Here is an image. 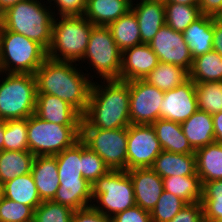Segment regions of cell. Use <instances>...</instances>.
Here are the masks:
<instances>
[{
    "mask_svg": "<svg viewBox=\"0 0 222 222\" xmlns=\"http://www.w3.org/2000/svg\"><path fill=\"white\" fill-rule=\"evenodd\" d=\"M130 81L92 82L89 102L82 115L81 128L119 129L131 124L129 116Z\"/></svg>",
    "mask_w": 222,
    "mask_h": 222,
    "instance_id": "6da1fadb",
    "label": "cell"
},
{
    "mask_svg": "<svg viewBox=\"0 0 222 222\" xmlns=\"http://www.w3.org/2000/svg\"><path fill=\"white\" fill-rule=\"evenodd\" d=\"M72 61L47 57L36 71L37 94L54 95L74 107L81 115L87 109L92 79Z\"/></svg>",
    "mask_w": 222,
    "mask_h": 222,
    "instance_id": "7a4b0ae2",
    "label": "cell"
},
{
    "mask_svg": "<svg viewBox=\"0 0 222 222\" xmlns=\"http://www.w3.org/2000/svg\"><path fill=\"white\" fill-rule=\"evenodd\" d=\"M59 188L52 201L78 210L92 205V184L82 174V140L55 155Z\"/></svg>",
    "mask_w": 222,
    "mask_h": 222,
    "instance_id": "3957f363",
    "label": "cell"
},
{
    "mask_svg": "<svg viewBox=\"0 0 222 222\" xmlns=\"http://www.w3.org/2000/svg\"><path fill=\"white\" fill-rule=\"evenodd\" d=\"M53 20L54 14L47 1L25 0L2 12L1 26L39 43L47 51L51 44Z\"/></svg>",
    "mask_w": 222,
    "mask_h": 222,
    "instance_id": "277c9868",
    "label": "cell"
},
{
    "mask_svg": "<svg viewBox=\"0 0 222 222\" xmlns=\"http://www.w3.org/2000/svg\"><path fill=\"white\" fill-rule=\"evenodd\" d=\"M93 26L84 16L54 17L47 57L81 65L80 60L85 54Z\"/></svg>",
    "mask_w": 222,
    "mask_h": 222,
    "instance_id": "5b68a950",
    "label": "cell"
},
{
    "mask_svg": "<svg viewBox=\"0 0 222 222\" xmlns=\"http://www.w3.org/2000/svg\"><path fill=\"white\" fill-rule=\"evenodd\" d=\"M46 58L39 43L0 26V72L35 75Z\"/></svg>",
    "mask_w": 222,
    "mask_h": 222,
    "instance_id": "8992f818",
    "label": "cell"
},
{
    "mask_svg": "<svg viewBox=\"0 0 222 222\" xmlns=\"http://www.w3.org/2000/svg\"><path fill=\"white\" fill-rule=\"evenodd\" d=\"M0 77V119H23L35 114V75L0 72Z\"/></svg>",
    "mask_w": 222,
    "mask_h": 222,
    "instance_id": "52a82bcc",
    "label": "cell"
},
{
    "mask_svg": "<svg viewBox=\"0 0 222 222\" xmlns=\"http://www.w3.org/2000/svg\"><path fill=\"white\" fill-rule=\"evenodd\" d=\"M122 52L115 43L108 26L94 25L83 58L80 60L88 67L85 71L89 78L101 80H120ZM94 74V75H92ZM97 74V77L95 76Z\"/></svg>",
    "mask_w": 222,
    "mask_h": 222,
    "instance_id": "ba28073f",
    "label": "cell"
},
{
    "mask_svg": "<svg viewBox=\"0 0 222 222\" xmlns=\"http://www.w3.org/2000/svg\"><path fill=\"white\" fill-rule=\"evenodd\" d=\"M135 205L134 188L127 170H110L92 184V206L109 218Z\"/></svg>",
    "mask_w": 222,
    "mask_h": 222,
    "instance_id": "9c48e42d",
    "label": "cell"
},
{
    "mask_svg": "<svg viewBox=\"0 0 222 222\" xmlns=\"http://www.w3.org/2000/svg\"><path fill=\"white\" fill-rule=\"evenodd\" d=\"M81 126H66L40 119L27 118L28 149L35 156H55L80 139Z\"/></svg>",
    "mask_w": 222,
    "mask_h": 222,
    "instance_id": "30bf717a",
    "label": "cell"
},
{
    "mask_svg": "<svg viewBox=\"0 0 222 222\" xmlns=\"http://www.w3.org/2000/svg\"><path fill=\"white\" fill-rule=\"evenodd\" d=\"M80 139L98 154L110 170H127V127L81 128Z\"/></svg>",
    "mask_w": 222,
    "mask_h": 222,
    "instance_id": "8fae6325",
    "label": "cell"
},
{
    "mask_svg": "<svg viewBox=\"0 0 222 222\" xmlns=\"http://www.w3.org/2000/svg\"><path fill=\"white\" fill-rule=\"evenodd\" d=\"M162 151L152 125L130 124L127 127V170L150 168Z\"/></svg>",
    "mask_w": 222,
    "mask_h": 222,
    "instance_id": "7c38bea8",
    "label": "cell"
},
{
    "mask_svg": "<svg viewBox=\"0 0 222 222\" xmlns=\"http://www.w3.org/2000/svg\"><path fill=\"white\" fill-rule=\"evenodd\" d=\"M164 91L143 79L130 81L129 116L131 124H149L160 118Z\"/></svg>",
    "mask_w": 222,
    "mask_h": 222,
    "instance_id": "4fadbf2b",
    "label": "cell"
},
{
    "mask_svg": "<svg viewBox=\"0 0 222 222\" xmlns=\"http://www.w3.org/2000/svg\"><path fill=\"white\" fill-rule=\"evenodd\" d=\"M148 45L157 55L160 63L174 64L190 72L193 57L181 32L165 24Z\"/></svg>",
    "mask_w": 222,
    "mask_h": 222,
    "instance_id": "5bb4252c",
    "label": "cell"
},
{
    "mask_svg": "<svg viewBox=\"0 0 222 222\" xmlns=\"http://www.w3.org/2000/svg\"><path fill=\"white\" fill-rule=\"evenodd\" d=\"M197 110L195 83L189 78L174 89L164 92L160 118L181 124Z\"/></svg>",
    "mask_w": 222,
    "mask_h": 222,
    "instance_id": "9a60e30c",
    "label": "cell"
},
{
    "mask_svg": "<svg viewBox=\"0 0 222 222\" xmlns=\"http://www.w3.org/2000/svg\"><path fill=\"white\" fill-rule=\"evenodd\" d=\"M159 59L148 44H139L122 52L121 81L144 79L158 64Z\"/></svg>",
    "mask_w": 222,
    "mask_h": 222,
    "instance_id": "2e32d148",
    "label": "cell"
},
{
    "mask_svg": "<svg viewBox=\"0 0 222 222\" xmlns=\"http://www.w3.org/2000/svg\"><path fill=\"white\" fill-rule=\"evenodd\" d=\"M134 188L136 205L151 211L164 191L163 179L151 168L127 170Z\"/></svg>",
    "mask_w": 222,
    "mask_h": 222,
    "instance_id": "e0dca14e",
    "label": "cell"
},
{
    "mask_svg": "<svg viewBox=\"0 0 222 222\" xmlns=\"http://www.w3.org/2000/svg\"><path fill=\"white\" fill-rule=\"evenodd\" d=\"M131 10L138 21L141 42L149 44L159 29L166 24L164 2L162 0H132Z\"/></svg>",
    "mask_w": 222,
    "mask_h": 222,
    "instance_id": "ac0fdd59",
    "label": "cell"
},
{
    "mask_svg": "<svg viewBox=\"0 0 222 222\" xmlns=\"http://www.w3.org/2000/svg\"><path fill=\"white\" fill-rule=\"evenodd\" d=\"M35 115L44 121L81 126L82 115L66 101L50 94H37Z\"/></svg>",
    "mask_w": 222,
    "mask_h": 222,
    "instance_id": "d6986e66",
    "label": "cell"
},
{
    "mask_svg": "<svg viewBox=\"0 0 222 222\" xmlns=\"http://www.w3.org/2000/svg\"><path fill=\"white\" fill-rule=\"evenodd\" d=\"M31 174L41 201L53 200L60 185L56 156H36Z\"/></svg>",
    "mask_w": 222,
    "mask_h": 222,
    "instance_id": "ffe728a7",
    "label": "cell"
},
{
    "mask_svg": "<svg viewBox=\"0 0 222 222\" xmlns=\"http://www.w3.org/2000/svg\"><path fill=\"white\" fill-rule=\"evenodd\" d=\"M150 168L161 178L197 175L195 153L180 154L162 151Z\"/></svg>",
    "mask_w": 222,
    "mask_h": 222,
    "instance_id": "44dd1931",
    "label": "cell"
},
{
    "mask_svg": "<svg viewBox=\"0 0 222 222\" xmlns=\"http://www.w3.org/2000/svg\"><path fill=\"white\" fill-rule=\"evenodd\" d=\"M132 0H87L83 14L93 25L109 26L131 10Z\"/></svg>",
    "mask_w": 222,
    "mask_h": 222,
    "instance_id": "7402d4cb",
    "label": "cell"
},
{
    "mask_svg": "<svg viewBox=\"0 0 222 222\" xmlns=\"http://www.w3.org/2000/svg\"><path fill=\"white\" fill-rule=\"evenodd\" d=\"M213 22L214 16L202 14L182 33L193 59L213 50Z\"/></svg>",
    "mask_w": 222,
    "mask_h": 222,
    "instance_id": "603a6c76",
    "label": "cell"
},
{
    "mask_svg": "<svg viewBox=\"0 0 222 222\" xmlns=\"http://www.w3.org/2000/svg\"><path fill=\"white\" fill-rule=\"evenodd\" d=\"M181 127L195 151L215 142L213 117L208 112L197 110L181 123Z\"/></svg>",
    "mask_w": 222,
    "mask_h": 222,
    "instance_id": "cb8c5ba5",
    "label": "cell"
},
{
    "mask_svg": "<svg viewBox=\"0 0 222 222\" xmlns=\"http://www.w3.org/2000/svg\"><path fill=\"white\" fill-rule=\"evenodd\" d=\"M151 125L163 151L180 154L195 153L182 131L181 124L159 118Z\"/></svg>",
    "mask_w": 222,
    "mask_h": 222,
    "instance_id": "d4e9b609",
    "label": "cell"
},
{
    "mask_svg": "<svg viewBox=\"0 0 222 222\" xmlns=\"http://www.w3.org/2000/svg\"><path fill=\"white\" fill-rule=\"evenodd\" d=\"M196 170L202 186L222 179V144L214 142L195 151Z\"/></svg>",
    "mask_w": 222,
    "mask_h": 222,
    "instance_id": "484cf974",
    "label": "cell"
},
{
    "mask_svg": "<svg viewBox=\"0 0 222 222\" xmlns=\"http://www.w3.org/2000/svg\"><path fill=\"white\" fill-rule=\"evenodd\" d=\"M3 197L31 206L34 210L42 203L31 173L3 183Z\"/></svg>",
    "mask_w": 222,
    "mask_h": 222,
    "instance_id": "4316f807",
    "label": "cell"
},
{
    "mask_svg": "<svg viewBox=\"0 0 222 222\" xmlns=\"http://www.w3.org/2000/svg\"><path fill=\"white\" fill-rule=\"evenodd\" d=\"M35 155L29 150L0 152V181L5 183L15 177L31 173Z\"/></svg>",
    "mask_w": 222,
    "mask_h": 222,
    "instance_id": "83f0119b",
    "label": "cell"
},
{
    "mask_svg": "<svg viewBox=\"0 0 222 222\" xmlns=\"http://www.w3.org/2000/svg\"><path fill=\"white\" fill-rule=\"evenodd\" d=\"M108 27L121 52L142 44L138 21L132 10L113 21Z\"/></svg>",
    "mask_w": 222,
    "mask_h": 222,
    "instance_id": "f1b7e54d",
    "label": "cell"
},
{
    "mask_svg": "<svg viewBox=\"0 0 222 222\" xmlns=\"http://www.w3.org/2000/svg\"><path fill=\"white\" fill-rule=\"evenodd\" d=\"M189 78L194 83L222 82V56L211 50L194 58Z\"/></svg>",
    "mask_w": 222,
    "mask_h": 222,
    "instance_id": "f546056e",
    "label": "cell"
},
{
    "mask_svg": "<svg viewBox=\"0 0 222 222\" xmlns=\"http://www.w3.org/2000/svg\"><path fill=\"white\" fill-rule=\"evenodd\" d=\"M189 79V72L174 64L159 63L143 80L161 91H169Z\"/></svg>",
    "mask_w": 222,
    "mask_h": 222,
    "instance_id": "4dcf8cb0",
    "label": "cell"
},
{
    "mask_svg": "<svg viewBox=\"0 0 222 222\" xmlns=\"http://www.w3.org/2000/svg\"><path fill=\"white\" fill-rule=\"evenodd\" d=\"M163 179L164 190L170 192L187 203L202 200V183L198 175L170 176Z\"/></svg>",
    "mask_w": 222,
    "mask_h": 222,
    "instance_id": "1f68e13d",
    "label": "cell"
},
{
    "mask_svg": "<svg viewBox=\"0 0 222 222\" xmlns=\"http://www.w3.org/2000/svg\"><path fill=\"white\" fill-rule=\"evenodd\" d=\"M166 25L183 33L202 14L198 5L164 2Z\"/></svg>",
    "mask_w": 222,
    "mask_h": 222,
    "instance_id": "d6a6232c",
    "label": "cell"
},
{
    "mask_svg": "<svg viewBox=\"0 0 222 222\" xmlns=\"http://www.w3.org/2000/svg\"><path fill=\"white\" fill-rule=\"evenodd\" d=\"M198 110L214 114L222 111V82L195 83Z\"/></svg>",
    "mask_w": 222,
    "mask_h": 222,
    "instance_id": "836d02e7",
    "label": "cell"
},
{
    "mask_svg": "<svg viewBox=\"0 0 222 222\" xmlns=\"http://www.w3.org/2000/svg\"><path fill=\"white\" fill-rule=\"evenodd\" d=\"M204 221L222 218V179L206 182L202 188Z\"/></svg>",
    "mask_w": 222,
    "mask_h": 222,
    "instance_id": "e575fe53",
    "label": "cell"
},
{
    "mask_svg": "<svg viewBox=\"0 0 222 222\" xmlns=\"http://www.w3.org/2000/svg\"><path fill=\"white\" fill-rule=\"evenodd\" d=\"M3 137V150H29L27 138V118L6 120Z\"/></svg>",
    "mask_w": 222,
    "mask_h": 222,
    "instance_id": "d590c367",
    "label": "cell"
},
{
    "mask_svg": "<svg viewBox=\"0 0 222 222\" xmlns=\"http://www.w3.org/2000/svg\"><path fill=\"white\" fill-rule=\"evenodd\" d=\"M187 204L180 197L164 190L150 211L152 222H169Z\"/></svg>",
    "mask_w": 222,
    "mask_h": 222,
    "instance_id": "8d00e7d4",
    "label": "cell"
},
{
    "mask_svg": "<svg viewBox=\"0 0 222 222\" xmlns=\"http://www.w3.org/2000/svg\"><path fill=\"white\" fill-rule=\"evenodd\" d=\"M74 210L54 201H43L34 210L35 222H72Z\"/></svg>",
    "mask_w": 222,
    "mask_h": 222,
    "instance_id": "74e56055",
    "label": "cell"
},
{
    "mask_svg": "<svg viewBox=\"0 0 222 222\" xmlns=\"http://www.w3.org/2000/svg\"><path fill=\"white\" fill-rule=\"evenodd\" d=\"M82 174L93 184L99 177L106 175L110 169L104 160L82 141Z\"/></svg>",
    "mask_w": 222,
    "mask_h": 222,
    "instance_id": "f35d334b",
    "label": "cell"
},
{
    "mask_svg": "<svg viewBox=\"0 0 222 222\" xmlns=\"http://www.w3.org/2000/svg\"><path fill=\"white\" fill-rule=\"evenodd\" d=\"M34 220V209L3 197L0 200V222H30Z\"/></svg>",
    "mask_w": 222,
    "mask_h": 222,
    "instance_id": "ab89813d",
    "label": "cell"
},
{
    "mask_svg": "<svg viewBox=\"0 0 222 222\" xmlns=\"http://www.w3.org/2000/svg\"><path fill=\"white\" fill-rule=\"evenodd\" d=\"M86 2L87 0H50L48 3H50L49 5L52 9L54 17H56L83 16L86 8Z\"/></svg>",
    "mask_w": 222,
    "mask_h": 222,
    "instance_id": "60d3db41",
    "label": "cell"
},
{
    "mask_svg": "<svg viewBox=\"0 0 222 222\" xmlns=\"http://www.w3.org/2000/svg\"><path fill=\"white\" fill-rule=\"evenodd\" d=\"M202 202L188 203L169 222H203Z\"/></svg>",
    "mask_w": 222,
    "mask_h": 222,
    "instance_id": "b9f144b4",
    "label": "cell"
},
{
    "mask_svg": "<svg viewBox=\"0 0 222 222\" xmlns=\"http://www.w3.org/2000/svg\"><path fill=\"white\" fill-rule=\"evenodd\" d=\"M112 222H152L150 212L138 205L130 207L111 218Z\"/></svg>",
    "mask_w": 222,
    "mask_h": 222,
    "instance_id": "7bdbcfd3",
    "label": "cell"
},
{
    "mask_svg": "<svg viewBox=\"0 0 222 222\" xmlns=\"http://www.w3.org/2000/svg\"><path fill=\"white\" fill-rule=\"evenodd\" d=\"M72 222H112V220L91 205L74 210Z\"/></svg>",
    "mask_w": 222,
    "mask_h": 222,
    "instance_id": "ee69618b",
    "label": "cell"
},
{
    "mask_svg": "<svg viewBox=\"0 0 222 222\" xmlns=\"http://www.w3.org/2000/svg\"><path fill=\"white\" fill-rule=\"evenodd\" d=\"M201 14L214 16L222 10V0H199Z\"/></svg>",
    "mask_w": 222,
    "mask_h": 222,
    "instance_id": "f6af8a7d",
    "label": "cell"
},
{
    "mask_svg": "<svg viewBox=\"0 0 222 222\" xmlns=\"http://www.w3.org/2000/svg\"><path fill=\"white\" fill-rule=\"evenodd\" d=\"M213 50L222 56V22L214 17L213 22Z\"/></svg>",
    "mask_w": 222,
    "mask_h": 222,
    "instance_id": "bcb514c9",
    "label": "cell"
},
{
    "mask_svg": "<svg viewBox=\"0 0 222 222\" xmlns=\"http://www.w3.org/2000/svg\"><path fill=\"white\" fill-rule=\"evenodd\" d=\"M215 142L222 144V111L212 114Z\"/></svg>",
    "mask_w": 222,
    "mask_h": 222,
    "instance_id": "7dc6e473",
    "label": "cell"
},
{
    "mask_svg": "<svg viewBox=\"0 0 222 222\" xmlns=\"http://www.w3.org/2000/svg\"><path fill=\"white\" fill-rule=\"evenodd\" d=\"M25 1V0H0V11L3 12L10 6L17 4L18 2Z\"/></svg>",
    "mask_w": 222,
    "mask_h": 222,
    "instance_id": "c3c4849f",
    "label": "cell"
},
{
    "mask_svg": "<svg viewBox=\"0 0 222 222\" xmlns=\"http://www.w3.org/2000/svg\"><path fill=\"white\" fill-rule=\"evenodd\" d=\"M163 2L178 3L184 5H198L199 0H162Z\"/></svg>",
    "mask_w": 222,
    "mask_h": 222,
    "instance_id": "681fc988",
    "label": "cell"
},
{
    "mask_svg": "<svg viewBox=\"0 0 222 222\" xmlns=\"http://www.w3.org/2000/svg\"><path fill=\"white\" fill-rule=\"evenodd\" d=\"M5 125L6 120L0 119V152L3 150V139H4V132H5Z\"/></svg>",
    "mask_w": 222,
    "mask_h": 222,
    "instance_id": "f907efd6",
    "label": "cell"
},
{
    "mask_svg": "<svg viewBox=\"0 0 222 222\" xmlns=\"http://www.w3.org/2000/svg\"><path fill=\"white\" fill-rule=\"evenodd\" d=\"M3 198V183L0 181V200Z\"/></svg>",
    "mask_w": 222,
    "mask_h": 222,
    "instance_id": "816d5d0a",
    "label": "cell"
},
{
    "mask_svg": "<svg viewBox=\"0 0 222 222\" xmlns=\"http://www.w3.org/2000/svg\"><path fill=\"white\" fill-rule=\"evenodd\" d=\"M218 21L222 22V10L215 17Z\"/></svg>",
    "mask_w": 222,
    "mask_h": 222,
    "instance_id": "f5cc1de1",
    "label": "cell"
},
{
    "mask_svg": "<svg viewBox=\"0 0 222 222\" xmlns=\"http://www.w3.org/2000/svg\"><path fill=\"white\" fill-rule=\"evenodd\" d=\"M1 23H2V12L0 11V26H1Z\"/></svg>",
    "mask_w": 222,
    "mask_h": 222,
    "instance_id": "db71d44e",
    "label": "cell"
},
{
    "mask_svg": "<svg viewBox=\"0 0 222 222\" xmlns=\"http://www.w3.org/2000/svg\"><path fill=\"white\" fill-rule=\"evenodd\" d=\"M214 222H222V218L216 219Z\"/></svg>",
    "mask_w": 222,
    "mask_h": 222,
    "instance_id": "11a10c76",
    "label": "cell"
}]
</instances>
